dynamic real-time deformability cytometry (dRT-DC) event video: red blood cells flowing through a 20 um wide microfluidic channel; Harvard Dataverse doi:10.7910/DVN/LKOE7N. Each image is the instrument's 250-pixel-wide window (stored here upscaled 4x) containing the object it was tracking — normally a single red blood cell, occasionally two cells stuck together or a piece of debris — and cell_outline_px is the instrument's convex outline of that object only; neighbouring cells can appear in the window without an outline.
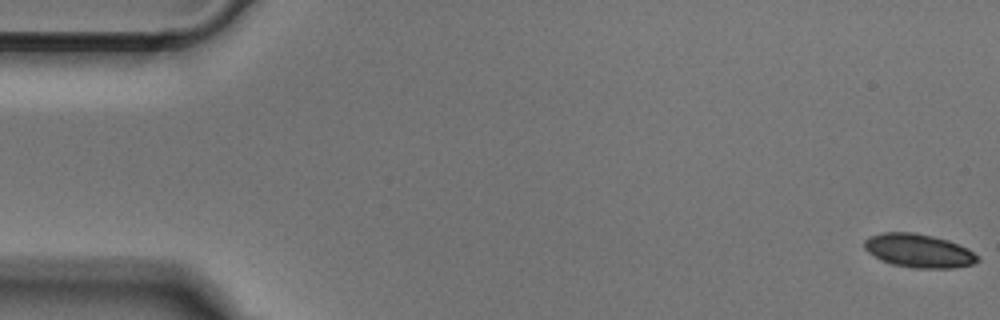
{"species": "Egyptian fruit bat (a non-hibernating species)", "species_latin": "Rousettus aegyptiacus", "temperature_condition": "cold", "stored_images_in_passage": 52, "camera_frame_rate_fps": 3000, "um_per_image_px": 0.085, "animal": {"sex": "male"}, "frame": {"image": 1, "passage_image": 1, "time_ms": 0.0, "image_size_px": [1000, 320], "cell_outline_px": [[980, 260], [972, 264], [952, 268], [916, 268], [892, 264], [880, 260], [868, 252], [864, 248], [864, 240], [868, 236], [884, 232], [912, 232], [932, 236], [948, 240], [968, 248], [980, 256]], "centroid_in_image_um": [78.09, 21.31], "position_along_channel_um": 6.9, "area_um2": 22.25}}
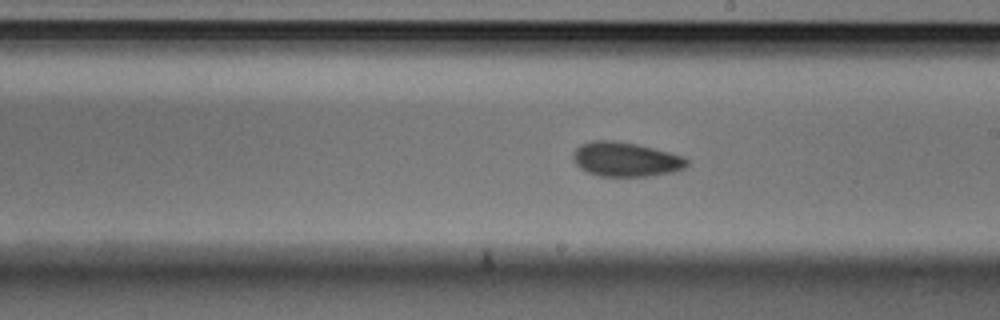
{"frame": {"image": 2, "passage_image": 29, "time_ms": 9.333, "image_size_px": [1000, 320], "cell_outline_px": [[688, 164], [684, 168], [672, 172], [648, 176], [600, 176], [588, 172], [580, 168], [572, 160], [572, 152], [580, 144], [592, 140], [612, 140], [636, 144], [684, 156], [688, 160]], "centroid_in_image_um": [53.15, 13.54], "position_along_channel_um": 235.9, "area_um2": 22.83}}
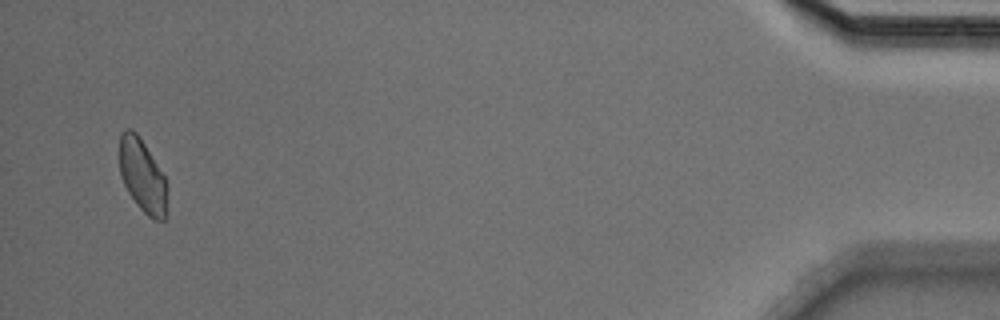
{"frame": {"image": 3, "passage_image": 50, "time_ms": 16.333, "image_size_px": [1000, 320], "cell_outline_px": [[168, 212], [164, 220], [152, 220], [136, 204], [128, 192], [120, 176], [120, 132], [124, 128], [132, 128], [136, 132], [144, 144], [164, 176], [168, 188]], "centroid_in_image_um": [12.13, 14.98], "position_along_channel_um": 423.1, "area_um2": 20.63}}